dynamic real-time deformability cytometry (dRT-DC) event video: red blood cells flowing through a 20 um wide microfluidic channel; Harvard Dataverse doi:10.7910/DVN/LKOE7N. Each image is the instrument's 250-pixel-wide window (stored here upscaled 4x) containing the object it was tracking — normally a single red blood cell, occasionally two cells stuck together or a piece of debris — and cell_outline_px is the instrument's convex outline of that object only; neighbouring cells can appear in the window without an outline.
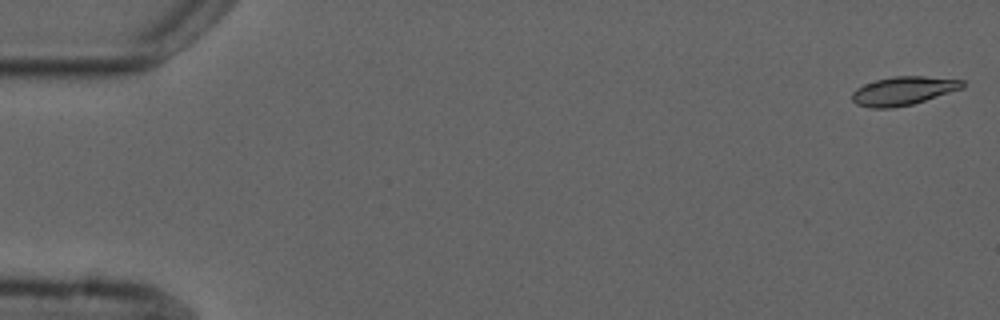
{"species": "common noctule bat (a hibernating species)", "species_latin": "Nyctalus noctula", "temperature_condition": "cold", "stored_images_in_passage": 4, "camera_frame_rate_fps": 3000, "um_per_image_px": 0.085, "animal": {"sex": "male", "forearm_length_mm": 52.5}, "frame": {"image": 1, "passage_image": 1, "time_ms": 0.0, "image_size_px": [1000, 320], "cell_outline_px": [[964, 88], [912, 104], [892, 108], [868, 108], [856, 104], [852, 100], [852, 92], [856, 88], [864, 84], [876, 80], [892, 76], [924, 76], [964, 80]], "centroid_in_image_um": [76.76, 7.72], "position_along_channel_um": 8.2, "area_um2": 18.44}}
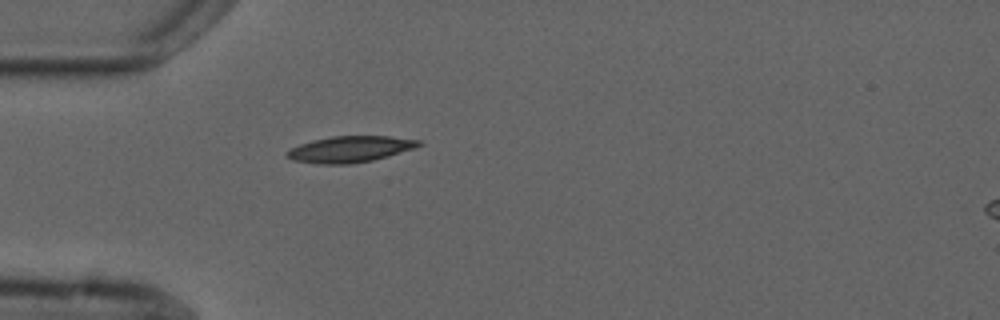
{"frame": {"image": 2, "passage_image": 4, "time_ms": 5.0, "image_size_px": [1000, 320], "cell_outline_px": [[424, 144], [416, 148], [388, 156], [372, 160], [352, 164], [316, 164], [292, 160], [284, 156], [284, 152], [300, 144], [312, 140], [332, 136], [388, 136], [420, 140]], "centroid_in_image_um": [29.74, 12.68], "position_along_channel_um": 55.3, "area_um2": 20.35}}